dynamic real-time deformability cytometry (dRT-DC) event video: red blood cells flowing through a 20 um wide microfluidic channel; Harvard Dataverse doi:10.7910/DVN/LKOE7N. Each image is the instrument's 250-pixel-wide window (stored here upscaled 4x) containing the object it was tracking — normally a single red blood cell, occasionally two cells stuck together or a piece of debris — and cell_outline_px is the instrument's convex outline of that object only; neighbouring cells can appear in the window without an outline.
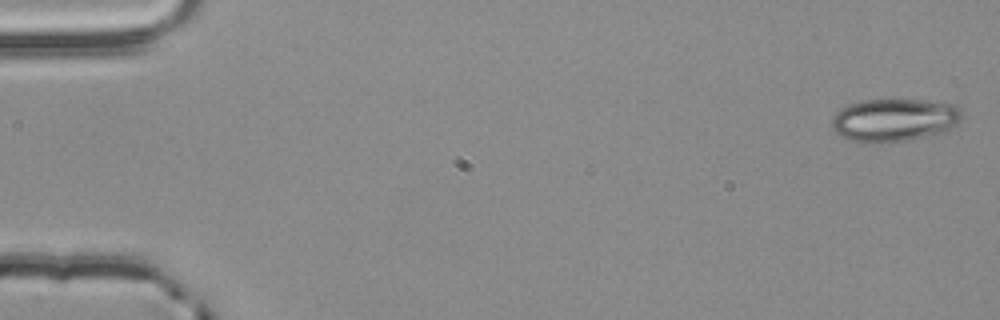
{"species": "common noctule bat (a hibernating species)", "species_latin": "Nyctalus noctula", "temperature_condition": "room temperature", "stored_images_in_passage": 3, "camera_frame_rate_fps": 3000, "um_per_image_px": 0.085, "animal": {"sex": "male", "body_mass_g": 20.4}, "frame": {"image": 1, "passage_image": 1, "time_ms": 0.0, "image_size_px": [1000, 320], "cell_outline_px": [[960, 120], [956, 124], [944, 132], [904, 140], [852, 140], [840, 136], [832, 128], [832, 120], [836, 112], [852, 104], [868, 100], [924, 100], [956, 104], [960, 108]], "centroid_in_image_um": [76.06, 10.16], "position_along_channel_um": 8.9, "area_um2": 31.39}}